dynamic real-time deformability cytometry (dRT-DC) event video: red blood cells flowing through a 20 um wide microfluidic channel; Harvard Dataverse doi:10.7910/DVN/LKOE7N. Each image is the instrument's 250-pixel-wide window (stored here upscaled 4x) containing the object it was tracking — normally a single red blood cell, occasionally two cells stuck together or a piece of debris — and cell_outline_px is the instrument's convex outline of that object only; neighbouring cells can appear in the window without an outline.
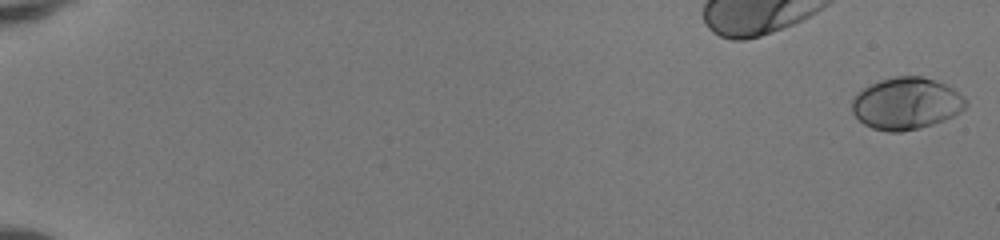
{"species": "human", "species_latin": "Homo sapiens", "temperature_condition": "room temperature", "stored_images_in_passage": 52, "camera_frame_rate_fps": 3000, "um_per_image_px": 0.085, "donor": {"sex": "female"}, "frame": {"image": 1, "passage_image": 1, "time_ms": 0.0, "image_size_px": [1000, 240], "cell_outline_px": [[968, 104], [960, 112], [944, 120], [920, 128], [900, 132], [888, 132], [872, 128], [864, 124], [852, 112], [852, 100], [864, 88], [880, 80], [896, 76], [924, 76], [936, 80], [952, 88], [964, 96], [968, 100]], "centroid_in_image_um": [77.06, 8.8], "position_along_channel_um": 7.9, "area_um2": 34.39}}
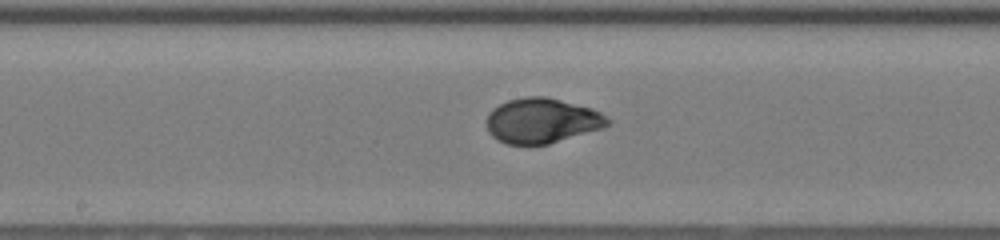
{"frame": {"image": 2, "passage_image": 30, "time_ms": 9.667, "image_size_px": [1000, 240], "cell_outline_px": [[612, 120], [604, 128], [548, 144], [508, 144], [492, 136], [488, 132], [488, 112], [492, 108], [508, 100], [524, 96], [544, 96], [592, 108], [600, 112]], "centroid_in_image_um": [46.08, 10.25], "position_along_channel_um": 202.1, "area_um2": 31.67}}
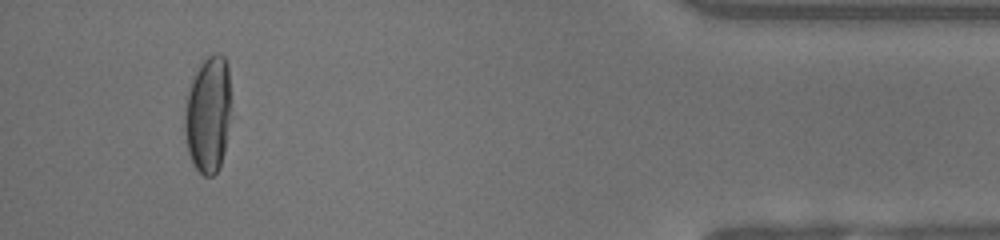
{"frame": {"image": 3, "passage_image": 49, "time_ms": 16.0, "image_size_px": [1000, 240], "cell_outline_px": [[232, 116], [224, 152], [220, 164], [216, 172], [212, 176], [204, 176], [196, 168], [188, 152], [184, 128], [184, 116], [188, 92], [192, 80], [200, 64], [208, 56], [216, 52], [224, 56], [228, 64]], "centroid_in_image_um": [17.73, 9.71], "position_along_channel_um": 417.5, "area_um2": 31.91}, "authors_computed_cell_mechanics": {"area_um2": 31.8478, "velocity_mm_per_s": 4.1825, "shape_relaxation_time_tau1_ms": 3.9977, "shape_relaxation_time_tau2_ms": null, "deformation_change_tau1": 0.2166, "deformation_change_tau2": null}}